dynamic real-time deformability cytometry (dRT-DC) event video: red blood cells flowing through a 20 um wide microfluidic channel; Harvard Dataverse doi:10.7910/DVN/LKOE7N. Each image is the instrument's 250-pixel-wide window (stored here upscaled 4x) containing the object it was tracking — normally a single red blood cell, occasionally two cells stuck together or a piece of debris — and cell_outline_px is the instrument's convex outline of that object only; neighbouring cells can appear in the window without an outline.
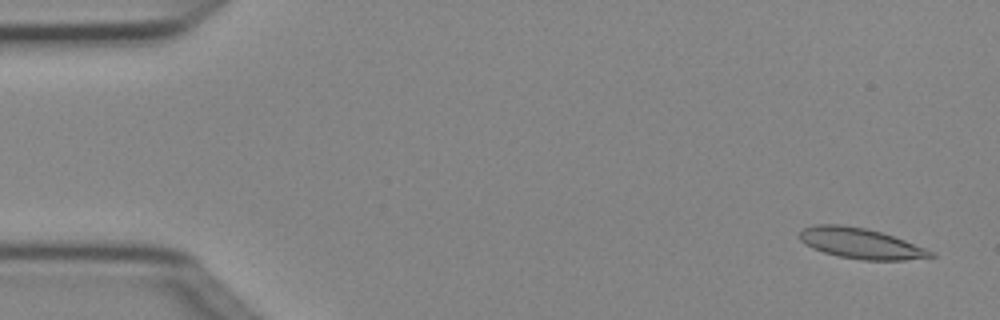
{"species": "Egyptian fruit bat (a non-hibernating species)", "species_latin": "Rousettus aegyptiacus", "temperature_condition": "cold", "stored_images_in_passage": 5, "camera_frame_rate_fps": 3000, "um_per_image_px": 0.085, "animal": {"sex": "female"}, "frame": {"image": 1, "passage_image": 1, "time_ms": 0.0, "image_size_px": [1000, 320], "cell_outline_px": [[936, 256], [904, 260], [864, 260], [840, 256], [824, 252], [812, 248], [800, 240], [796, 236], [804, 228], [816, 224], [840, 224], [864, 228], [880, 232], [904, 240], [936, 252]], "centroid_in_image_um": [73.14, 20.68], "position_along_channel_um": 11.9, "area_um2": 23.18}}
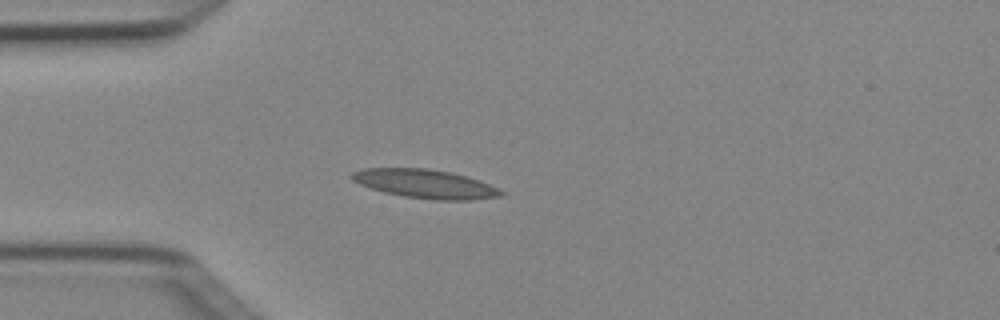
{"frame": {"image": 2, "passage_image": 4, "time_ms": 1.0, "image_size_px": [1000, 320], "cell_outline_px": [[504, 192], [500, 196], [472, 200], [436, 200], [404, 196], [384, 192], [360, 184], [352, 180], [348, 176], [352, 172], [360, 168], [428, 168], [452, 172], [468, 176], [500, 188]], "centroid_in_image_um": [36.14, 15.61], "position_along_channel_um": 48.9, "area_um2": 25.2}}